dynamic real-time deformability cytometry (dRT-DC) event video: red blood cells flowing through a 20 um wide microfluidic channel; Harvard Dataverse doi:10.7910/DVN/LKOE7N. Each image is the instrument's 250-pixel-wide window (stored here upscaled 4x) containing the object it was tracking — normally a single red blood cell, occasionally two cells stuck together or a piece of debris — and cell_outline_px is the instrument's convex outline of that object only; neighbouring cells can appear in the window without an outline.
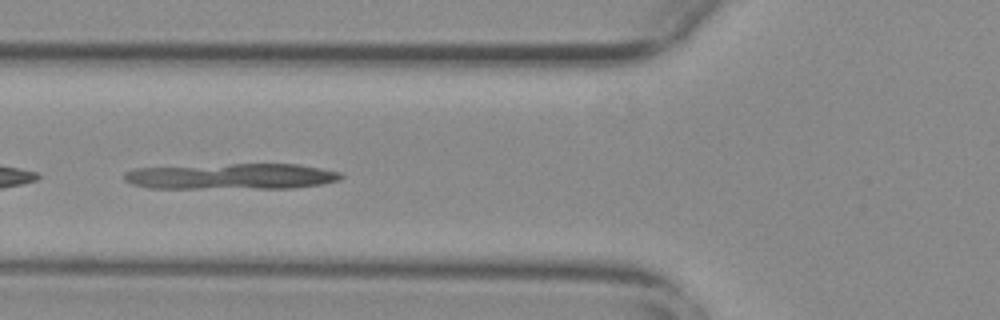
{"species": "common noctule bat (a hibernating species)", "species_latin": "Nyctalus noctula", "temperature_condition": "warm", "stored_images_in_passage": 53, "camera_frame_rate_fps": 3000, "um_per_image_px": 0.085, "animal": {"sex": "female", "body_mass_g": 29.2, "forearm_length_mm": 56.3}, "frame": {"image": 1, "passage_image": 20, "time_ms": 6.333, "image_size_px": [1000, 320], "cell_outline_px": [[344, 176], [340, 180], [324, 184], [292, 188], [148, 188], [132, 184], [124, 180], [124, 172], [136, 168], [232, 164], [296, 164], [320, 168], [340, 172]], "centroid_in_image_um": [19.7, 15.0], "position_along_channel_um": 106.1, "area_um2": 32.71}}
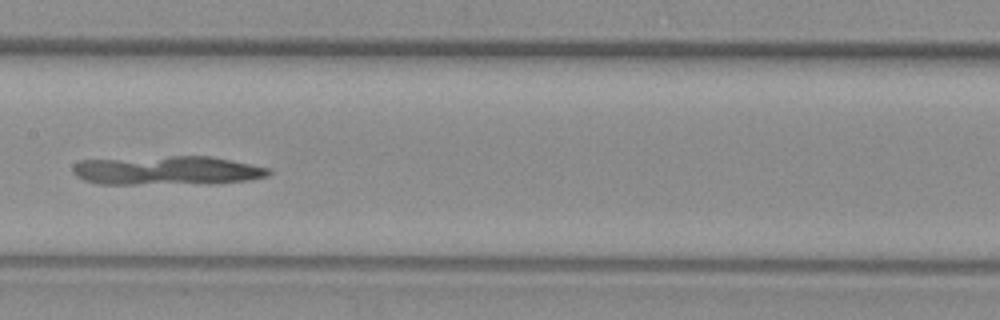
{"frame": {"image": 2, "passage_image": 27, "time_ms": 8.667, "image_size_px": [1000, 320], "cell_outline_px": [[272, 172], [268, 176], [252, 180], [212, 184], [96, 184], [84, 180], [76, 176], [72, 172], [72, 168], [80, 160], [172, 156], [212, 156], [272, 168]], "centroid_in_image_um": [14.28, 14.5], "position_along_channel_um": 193.1, "area_um2": 33.7}}
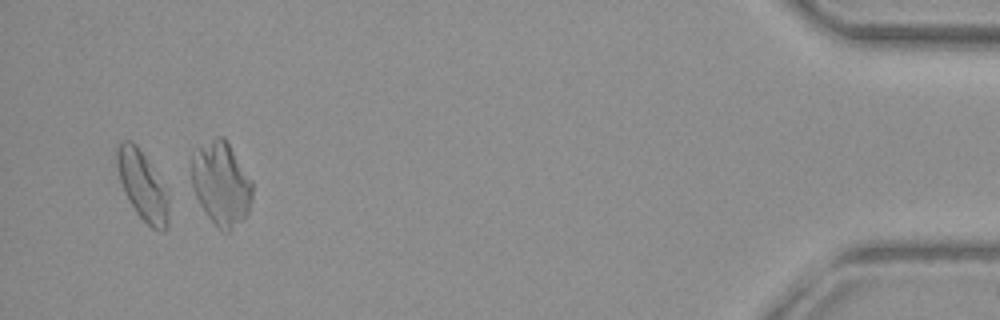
{"frame": {"image": 3, "passage_image": 51, "time_ms": 16.667, "image_size_px": [1000, 320], "cell_outline_px": [[168, 228], [164, 232], [160, 232], [152, 228], [136, 212], [128, 200], [124, 192], [120, 180], [116, 164], [116, 144], [120, 140], [132, 140], [136, 144], [168, 188]], "centroid_in_image_um": [12.12, 15.76], "position_along_channel_um": 423.1, "area_um2": 21.27}}